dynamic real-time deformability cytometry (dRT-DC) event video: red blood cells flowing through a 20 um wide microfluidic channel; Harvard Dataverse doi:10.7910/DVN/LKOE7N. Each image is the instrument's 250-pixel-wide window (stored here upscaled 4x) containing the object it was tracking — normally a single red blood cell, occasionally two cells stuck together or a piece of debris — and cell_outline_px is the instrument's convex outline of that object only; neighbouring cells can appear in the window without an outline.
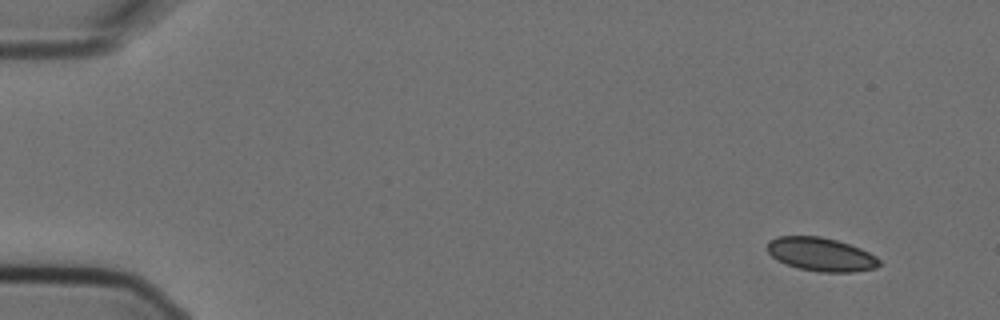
{"species": "Egyptian fruit bat (a non-hibernating species)", "species_latin": "Rousettus aegyptiacus", "temperature_condition": "cold", "stored_images_in_passage": 4, "camera_frame_rate_fps": 3000, "um_per_image_px": 0.085, "animal": {"sex": "female"}, "frame": {"image": 1, "passage_image": 1, "time_ms": 0.0, "image_size_px": [1000, 320], "cell_outline_px": [[880, 264], [876, 268], [856, 272], [820, 272], [796, 268], [772, 256], [768, 252], [768, 240], [776, 236], [820, 236], [836, 240], [860, 248], [876, 256], [880, 260]], "centroid_in_image_um": [69.8, 21.62], "position_along_channel_um": 15.2, "area_um2": 21.85}}